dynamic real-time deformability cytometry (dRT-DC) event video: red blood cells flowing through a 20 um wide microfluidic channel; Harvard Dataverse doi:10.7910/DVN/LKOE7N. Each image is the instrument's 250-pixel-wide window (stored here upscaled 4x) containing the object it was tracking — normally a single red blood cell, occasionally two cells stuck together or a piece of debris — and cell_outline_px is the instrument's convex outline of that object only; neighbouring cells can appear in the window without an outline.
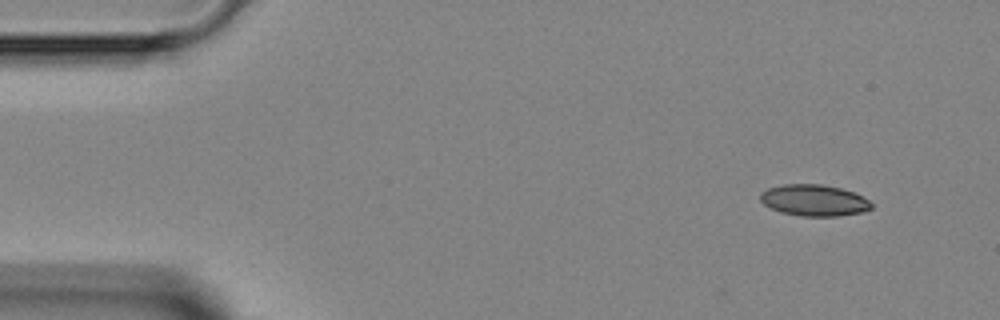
{"species": "Egyptian fruit bat (a non-hibernating species)", "species_latin": "Rousettus aegyptiacus", "temperature_condition": "room temperature", "stored_images_in_passage": 5, "camera_frame_rate_fps": 3000, "um_per_image_px": 0.085, "animal": {"sex": "female"}, "frame": {"image": 1, "passage_image": 1, "time_ms": 0.0, "image_size_px": [1000, 320], "cell_outline_px": [[872, 208], [864, 212], [840, 216], [800, 216], [780, 212], [764, 204], [760, 200], [760, 192], [768, 188], [784, 184], [820, 184], [840, 188], [864, 196], [872, 204]], "centroid_in_image_um": [69.2, 17.03], "position_along_channel_um": 15.8, "area_um2": 20.4}}
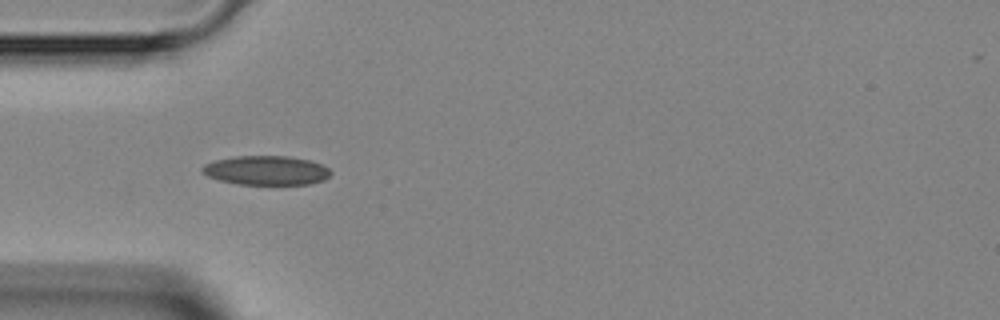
{"frame": {"image": 2, "passage_image": 4, "time_ms": 3.333, "image_size_px": [1000, 320], "cell_outline_px": [[332, 172], [324, 180], [308, 184], [236, 184], [220, 180], [208, 176], [200, 172], [200, 168], [204, 164], [216, 160], [236, 156], [288, 156], [308, 160], [320, 164], [328, 168]], "centroid_in_image_um": [22.6, 14.48], "position_along_channel_um": 62.4, "area_um2": 21.79}}
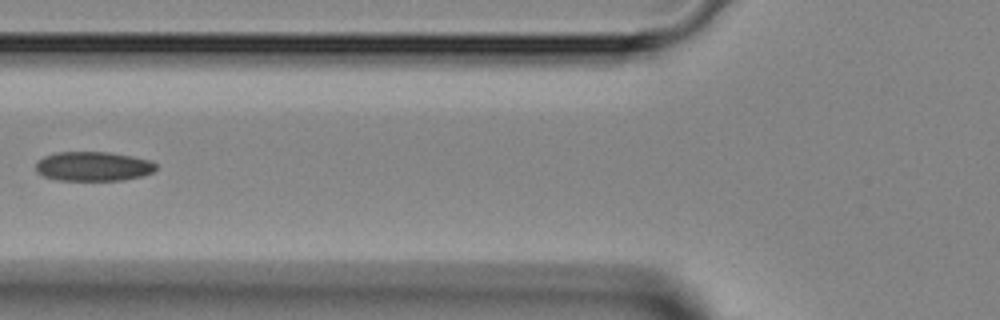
{"frame": {"image": 3, "passage_image": 5, "time_ms": 4.667, "image_size_px": [1000, 320], "cell_outline_px": [[156, 168], [152, 172], [144, 176], [124, 180], [56, 180], [44, 176], [36, 172], [36, 164], [44, 156], [56, 152], [108, 152], [132, 156], [148, 160], [156, 164]], "centroid_in_image_um": [7.92, 14.14], "position_along_channel_um": 117.9, "area_um2": 20.58}}